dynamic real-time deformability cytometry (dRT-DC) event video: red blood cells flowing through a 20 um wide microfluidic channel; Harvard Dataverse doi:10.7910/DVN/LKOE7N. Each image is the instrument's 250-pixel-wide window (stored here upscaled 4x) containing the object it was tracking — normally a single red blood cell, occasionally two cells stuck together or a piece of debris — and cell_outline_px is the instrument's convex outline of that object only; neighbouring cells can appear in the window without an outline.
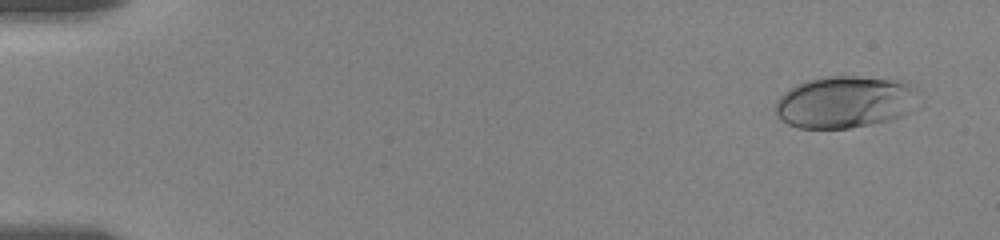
{"species": "human", "species_latin": "Homo sapiens", "temperature_condition": "room temperature", "stored_images_in_passage": 40, "camera_frame_rate_fps": 3000, "um_per_image_px": 0.085, "donor": {"sex": "female"}, "frame": {"image": 1, "passage_image": 3, "time_ms": 0.667, "image_size_px": [1000, 240], "cell_outline_px": [[912, 88], [908, 112], [900, 116], [888, 120], [872, 124], [848, 128], [800, 128], [788, 124], [780, 120], [776, 116], [776, 100], [784, 92], [796, 84], [808, 80], [824, 76], [856, 76], [896, 80]], "centroid_in_image_um": [71.64, 8.68], "position_along_channel_um": 13.4, "area_um2": 42.31}}
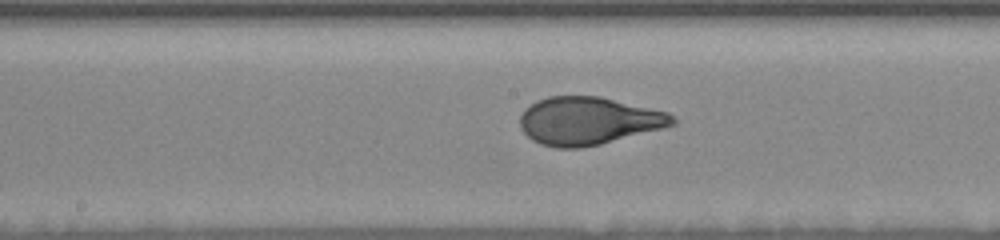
{"frame": {"image": 2, "passage_image": 23, "time_ms": 9.667, "image_size_px": [1000, 240], "cell_outline_px": [[676, 124], [664, 128], [600, 144], [580, 148], [556, 148], [540, 144], [532, 140], [520, 128], [520, 116], [524, 108], [536, 100], [548, 96], [600, 96], [668, 112], [676, 120]], "centroid_in_image_um": [49.99, 10.27], "position_along_channel_um": 198.2, "area_um2": 42.66}}
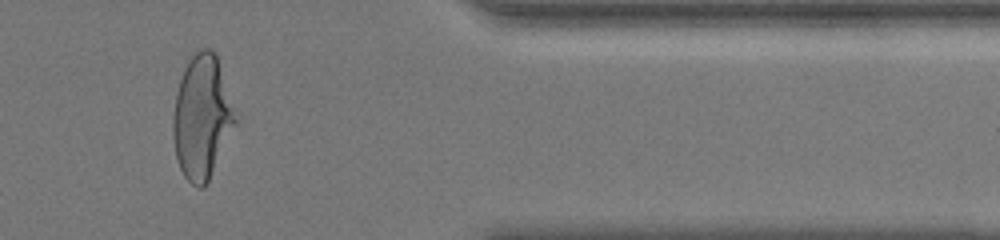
{"frame": {"image": 3, "passage_image": 35, "time_ms": 15.667, "image_size_px": [1000, 240], "cell_outline_px": [[236, 124], [204, 188], [200, 188], [192, 184], [184, 176], [180, 168], [176, 156], [172, 136], [172, 120], [176, 92], [184, 68], [192, 56], [200, 48], [212, 48], [216, 52], [236, 120]], "centroid_in_image_um": [17.13, 9.95], "position_along_channel_um": 394.3, "area_um2": 44.22}, "authors_computed_cell_mechanics": {"area_um2": 42.3963, "velocity_mm_per_s": 3.5728, "shape_relaxation_time_tau1_ms": 4.2672, "shape_relaxation_time_tau2_ms": null, "deformation_change_tau1": 0.1943, "deformation_change_tau2": null}}